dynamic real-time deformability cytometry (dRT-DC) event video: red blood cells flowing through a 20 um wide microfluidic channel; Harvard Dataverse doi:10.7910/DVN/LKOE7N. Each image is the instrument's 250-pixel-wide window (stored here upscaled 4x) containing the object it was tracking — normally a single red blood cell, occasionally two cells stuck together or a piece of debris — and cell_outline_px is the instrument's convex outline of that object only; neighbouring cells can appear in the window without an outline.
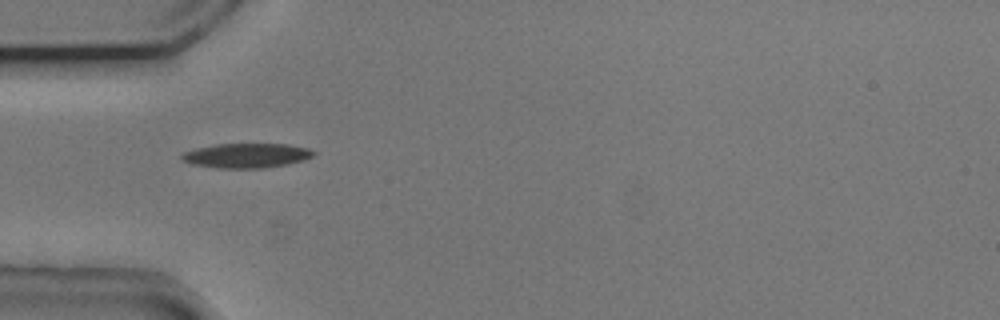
{"species": "common noctule bat (a hibernating species)", "species_latin": "Nyctalus noctula", "temperature_condition": "cold", "stored_images_in_passage": 3, "camera_frame_rate_fps": 3000, "um_per_image_px": 0.085, "animal": {"sex": "male", "body_mass_g": 20.5, "forearm_length_mm": 52.5}, "frame": {"image": 1, "passage_image": 1, "time_ms": 0.0, "image_size_px": [1000, 320], "cell_outline_px": [[316, 152], [312, 156], [304, 160], [288, 164], [264, 168], [216, 168], [192, 164], [184, 160], [180, 156], [184, 152], [196, 148], [216, 144], [288, 144], [308, 148]], "centroid_in_image_um": [20.97, 13.22], "position_along_channel_um": 64.0, "area_um2": 18.84}}